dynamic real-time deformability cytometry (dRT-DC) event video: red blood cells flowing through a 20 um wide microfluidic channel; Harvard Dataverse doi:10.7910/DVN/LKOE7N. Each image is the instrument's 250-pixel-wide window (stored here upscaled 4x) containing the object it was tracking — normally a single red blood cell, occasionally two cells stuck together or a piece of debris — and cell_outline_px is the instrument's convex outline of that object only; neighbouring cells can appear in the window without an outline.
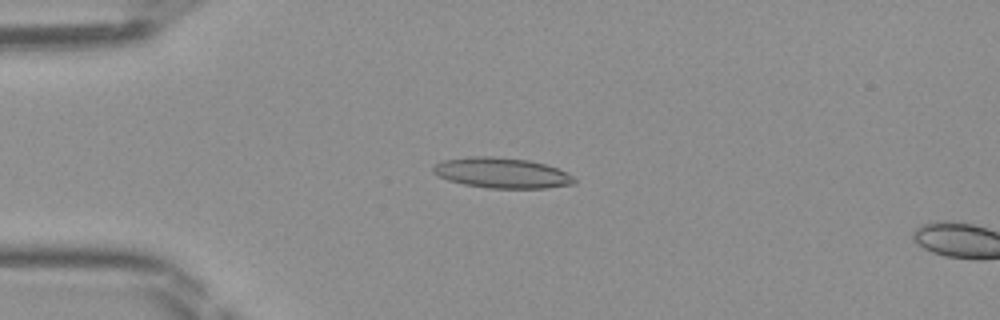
{"species": "Egyptian fruit bat (a non-hibernating species)", "species_latin": "Rousettus aegyptiacus", "temperature_condition": "room temperature", "stored_images_in_passage": 14, "camera_frame_rate_fps": 3000, "um_per_image_px": 0.085, "frame": {"image": 1, "passage_image": 12, "time_ms": 3.667, "image_size_px": [1000, 320], "cell_outline_px": [[576, 184], [544, 188], [488, 188], [464, 184], [448, 180], [432, 172], [432, 168], [436, 164], [444, 160], [468, 156], [492, 156], [528, 160], [544, 164], [556, 168], [572, 176], [576, 180]], "centroid_in_image_um": [42.64, 14.7], "position_along_channel_um": 42.4, "area_um2": 24.85}}